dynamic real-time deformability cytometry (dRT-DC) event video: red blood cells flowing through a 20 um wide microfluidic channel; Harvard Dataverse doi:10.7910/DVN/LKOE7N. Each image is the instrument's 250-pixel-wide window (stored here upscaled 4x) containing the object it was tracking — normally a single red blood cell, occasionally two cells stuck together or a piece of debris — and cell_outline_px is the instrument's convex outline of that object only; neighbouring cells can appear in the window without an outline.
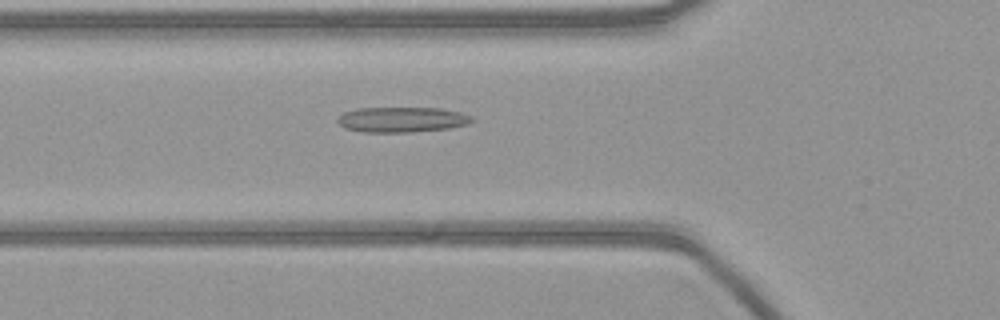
{"species": "common noctule bat (a hibernating species)", "species_latin": "Nyctalus noctula", "temperature_condition": "warm", "stored_images_in_passage": 54, "camera_frame_rate_fps": 3000, "um_per_image_px": 0.085, "animal": {"sex": "female", "body_mass_g": 21.9}, "frame": {"image": 1, "passage_image": 18, "time_ms": 5.667, "image_size_px": [1000, 320], "cell_outline_px": [[476, 120], [468, 124], [448, 128], [412, 132], [360, 132], [344, 128], [336, 120], [344, 112], [356, 108], [440, 108], [460, 112], [472, 116]], "centroid_in_image_um": [34.17, 10.17], "position_along_channel_um": 91.6, "area_um2": 19.88}}
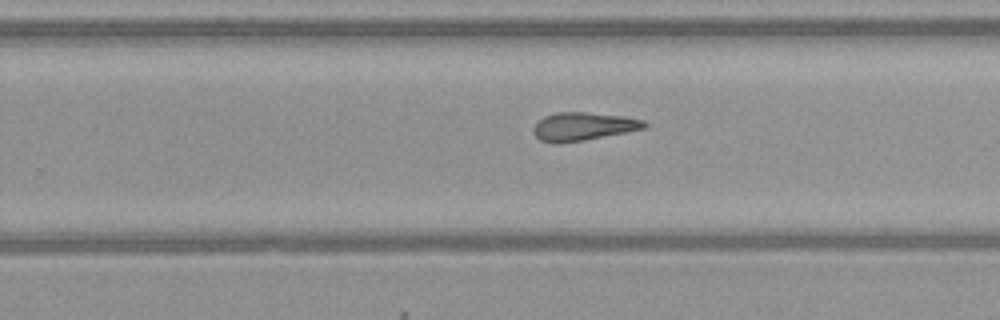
{"frame": {"image": 2, "passage_image": 33, "time_ms": 10.667, "image_size_px": [1000, 320], "cell_outline_px": [[648, 124], [644, 128], [584, 140], [556, 144], [540, 140], [532, 132], [532, 128], [536, 120], [544, 116], [556, 112], [584, 112], [624, 116], [644, 120]], "centroid_in_image_um": [49.5, 10.74], "position_along_channel_um": 280.3, "area_um2": 18.26}}
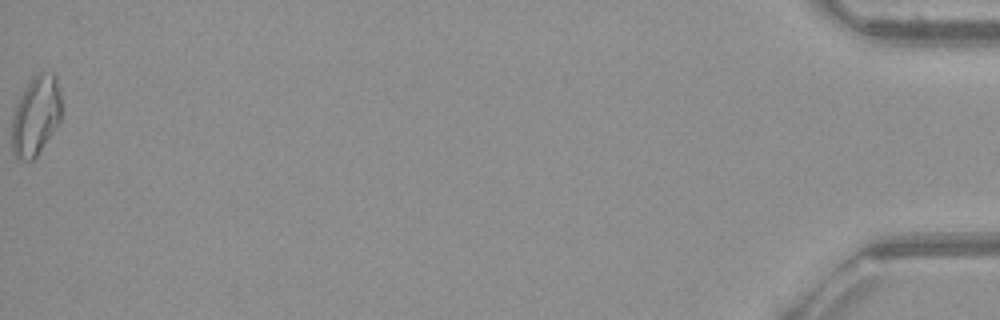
{"frame": {"image": 3, "passage_image": 54, "time_ms": 17.667, "image_size_px": [1000, 320], "cell_outline_px": [[60, 120], [36, 156], [32, 160], [20, 160], [12, 152], [12, 112], [24, 88], [32, 76], [52, 72], [56, 72], [60, 88]], "centroid_in_image_um": [3.03, 9.81], "position_along_channel_um": 432.2, "area_um2": 22.89}}